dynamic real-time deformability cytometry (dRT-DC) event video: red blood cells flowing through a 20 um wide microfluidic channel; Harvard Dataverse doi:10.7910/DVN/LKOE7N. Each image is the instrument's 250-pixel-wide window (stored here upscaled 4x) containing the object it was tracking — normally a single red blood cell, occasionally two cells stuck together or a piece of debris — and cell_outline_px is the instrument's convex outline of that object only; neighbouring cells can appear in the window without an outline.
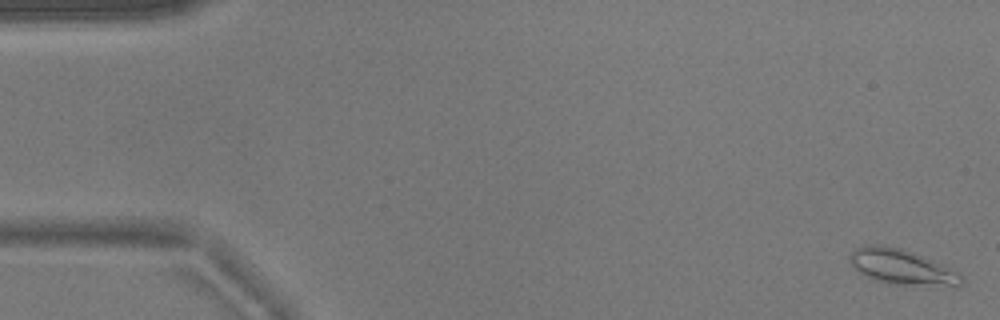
{"species": "common noctule bat (a hibernating species)", "species_latin": "Nyctalus noctula", "temperature_condition": "warm", "stored_images_in_passage": 53, "camera_frame_rate_fps": 3000, "um_per_image_px": 0.085, "animal": {"sex": "male", "body_mass_g": 17.9}, "frame": {"image": 1, "passage_image": 1, "time_ms": 0.0, "image_size_px": [1000, 320], "cell_outline_px": [[964, 280], [960, 284], [888, 284], [876, 280], [860, 272], [848, 260], [848, 256], [856, 248], [868, 244], [880, 244], [900, 248], [932, 260], [960, 272], [964, 276]], "centroid_in_image_um": [76.6, 22.66], "position_along_channel_um": 8.4, "area_um2": 22.25}}
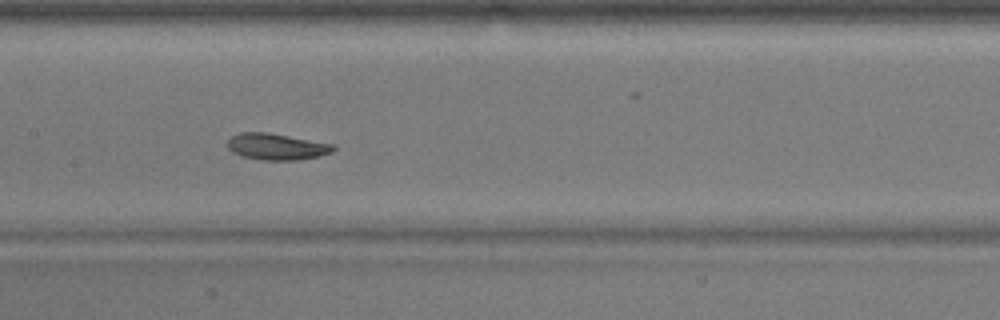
{"frame": {"image": 2, "passage_image": 26, "time_ms": 8.333, "image_size_px": [1000, 320], "cell_outline_px": [[336, 148], [332, 152], [320, 156], [296, 160], [264, 160], [240, 156], [232, 152], [228, 148], [228, 140], [232, 136], [240, 132], [268, 132], [336, 144]], "centroid_in_image_um": [23.54, 12.46], "position_along_channel_um": 183.9, "area_um2": 16.47}}
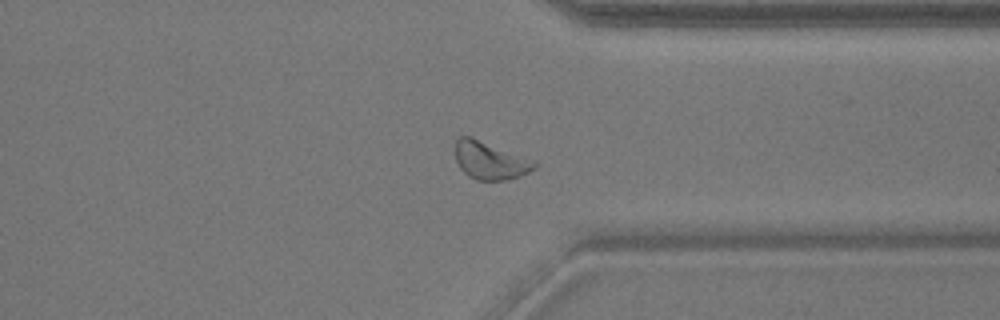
{"frame": {"image": 3, "passage_image": 41, "time_ms": 13.333, "image_size_px": [1000, 320], "cell_outline_px": [[540, 164], [536, 168], [520, 176], [508, 180], [476, 180], [468, 176], [460, 168], [456, 160], [456, 140], [460, 136], [472, 136], [536, 160]], "centroid_in_image_um": [41.71, 13.63], "position_along_channel_um": 369.7, "area_um2": 17.8}, "authors_computed_cell_mechanics": {"area_um2": 17.5712, "velocity_mm_per_s": 3.755, "shape_relaxation_time_tau1_ms": 2.7067, "shape_relaxation_time_tau2_ms": null, "deformation_change_tau1": 0.0956, "deformation_change_tau2": null}}